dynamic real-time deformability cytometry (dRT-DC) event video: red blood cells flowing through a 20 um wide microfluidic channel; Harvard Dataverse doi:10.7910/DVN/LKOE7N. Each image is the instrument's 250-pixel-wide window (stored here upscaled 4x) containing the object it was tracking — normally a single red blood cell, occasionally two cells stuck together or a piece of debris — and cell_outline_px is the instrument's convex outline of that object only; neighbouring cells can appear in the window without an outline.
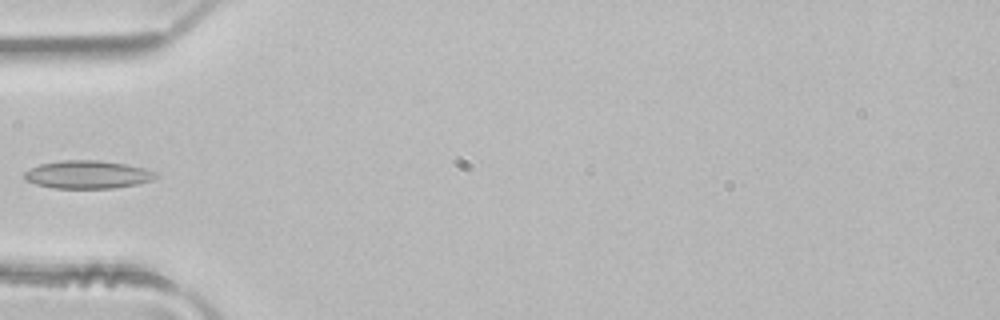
{"species": "common noctule bat (a hibernating species)", "species_latin": "Nyctalus noctula", "temperature_condition": "room temperature", "stored_images_in_passage": 4, "camera_frame_rate_fps": 3000, "um_per_image_px": 0.085, "animal": {"sex": "male", "body_mass_g": 21.5, "forearm_length_mm": 52.0}, "frame": {"image": 1, "passage_image": 4, "time_ms": 1.0, "image_size_px": [1000, 320], "cell_outline_px": [[160, 176], [152, 180], [136, 184], [112, 188], [52, 188], [36, 184], [24, 180], [24, 172], [40, 164], [60, 160], [100, 160], [128, 164], [144, 168], [156, 172]], "centroid_in_image_um": [7.46, 14.83], "position_along_channel_um": 77.5, "area_um2": 21.56}}